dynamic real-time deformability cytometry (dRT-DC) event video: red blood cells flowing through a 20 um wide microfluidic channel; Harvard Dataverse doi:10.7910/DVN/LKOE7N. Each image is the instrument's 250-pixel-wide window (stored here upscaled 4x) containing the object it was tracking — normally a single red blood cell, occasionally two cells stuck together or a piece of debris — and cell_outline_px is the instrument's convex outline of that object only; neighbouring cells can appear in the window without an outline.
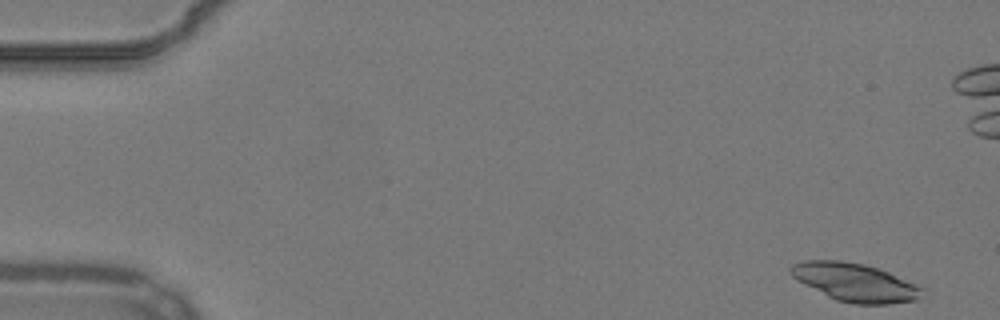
{"species": "common noctule bat (a hibernating species)", "species_latin": "Nyctalus noctula", "temperature_condition": "warm", "stored_images_in_passage": 53, "camera_frame_rate_fps": 3000, "um_per_image_px": 0.085, "animal": {"sex": "male", "body_mass_g": 19.2, "forearm_length_mm": 51.8}, "frame": {"image": 1, "passage_image": 1, "time_ms": 0.0, "image_size_px": [1000, 320], "cell_outline_px": [[924, 288], [916, 300], [888, 304], [852, 304], [836, 300], [828, 296], [792, 276], [788, 268], [792, 264], [804, 260], [840, 260], [864, 264], [880, 268]], "centroid_in_image_um": [72.67, 23.98], "position_along_channel_um": 12.3, "area_um2": 28.96}}
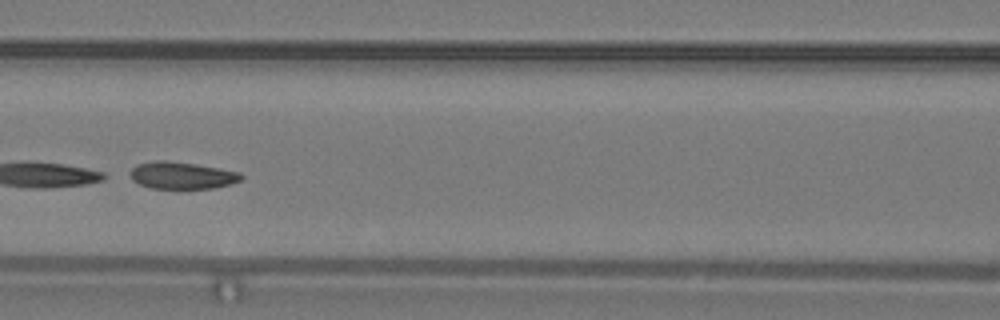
{"frame": {"image": 2, "passage_image": 23, "time_ms": 7.333, "image_size_px": [1000, 320], "cell_outline_px": [[244, 176], [240, 180], [216, 188], [180, 192], [176, 192], [152, 188], [140, 184], [132, 180], [128, 172], [136, 164], [156, 160], [168, 160], [240, 172]], "centroid_in_image_um": [15.41, 14.97], "position_along_channel_um": 151.2, "area_um2": 18.32}}
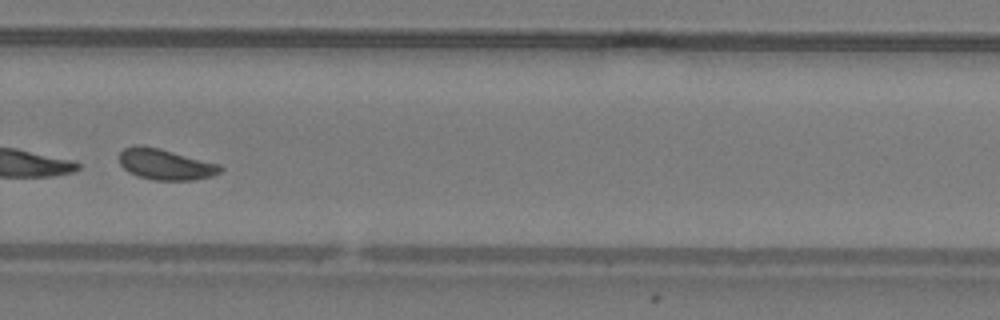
{"frame": {"image": 3, "passage_image": 36, "time_ms": 11.667, "image_size_px": [1000, 320], "cell_outline_px": [[224, 168], [220, 172], [212, 176], [192, 180], [152, 180], [136, 176], [128, 172], [120, 164], [120, 152], [124, 148], [136, 144], [140, 144], [160, 148], [220, 164]], "centroid_in_image_um": [14.05, 13.96], "position_along_channel_um": 315.7, "area_um2": 18.38}, "authors_computed_cell_mechanics": {"area_um2": 28.9578, "velocity_mm_per_s": 3.8094, "shape_relaxation_time_tau1_ms": 0.4514, "shape_relaxation_time_tau2_ms": 1.3587, "deformation_change_tau1": 0.2522, "deformation_change_tau2": 0.0712}}